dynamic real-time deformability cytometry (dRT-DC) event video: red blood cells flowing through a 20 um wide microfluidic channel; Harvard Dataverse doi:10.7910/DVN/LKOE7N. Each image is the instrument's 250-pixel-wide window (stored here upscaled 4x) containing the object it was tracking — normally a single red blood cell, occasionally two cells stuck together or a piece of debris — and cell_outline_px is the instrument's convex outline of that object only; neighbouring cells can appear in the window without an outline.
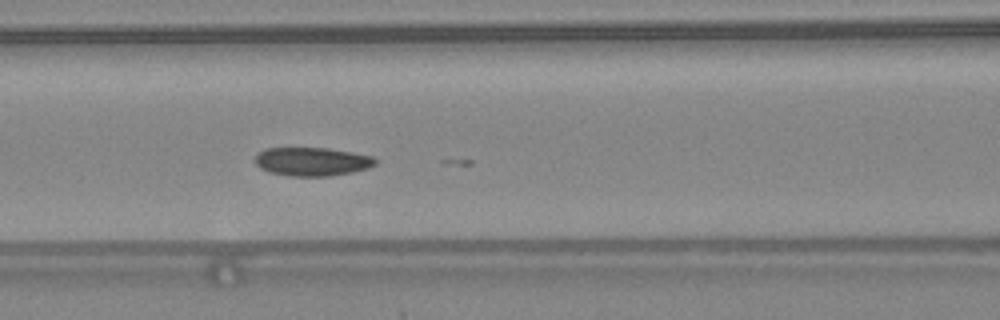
{"species": "common noctule bat (a hibernating species)", "species_latin": "Nyctalus noctula", "temperature_condition": "warm", "stored_images_in_passage": 37, "camera_frame_rate_fps": 3000, "um_per_image_px": 0.085, "animal": {"sex": "female", "body_mass_g": 24.6, "forearm_length_mm": 56.2}, "frame": {"image": 1, "passage_image": 22, "time_ms": 7.0, "image_size_px": [1000, 320], "cell_outline_px": [[376, 164], [368, 168], [352, 172], [328, 176], [288, 176], [268, 172], [260, 168], [252, 160], [256, 152], [264, 148], [328, 148], [352, 152], [372, 156], [376, 160]], "centroid_in_image_um": [26.45, 13.73], "position_along_channel_um": 140.1, "area_um2": 20.29}}